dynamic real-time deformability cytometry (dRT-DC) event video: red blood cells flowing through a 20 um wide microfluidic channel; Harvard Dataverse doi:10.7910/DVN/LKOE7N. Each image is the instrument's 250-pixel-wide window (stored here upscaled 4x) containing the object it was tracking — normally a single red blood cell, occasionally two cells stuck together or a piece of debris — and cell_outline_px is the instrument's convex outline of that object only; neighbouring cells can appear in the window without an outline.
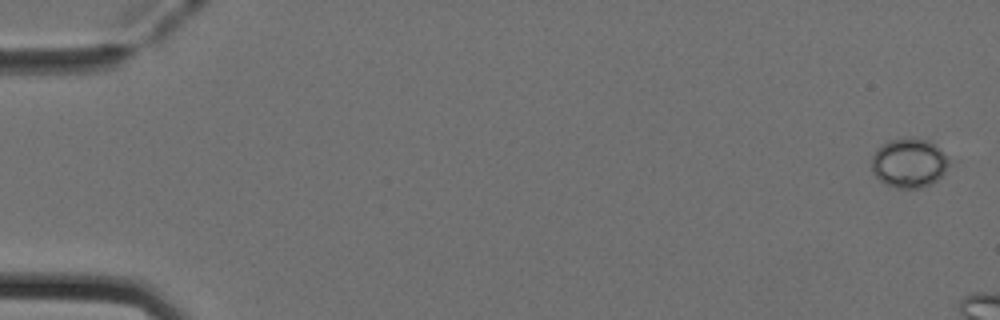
{"species": "Egyptian fruit bat (a non-hibernating species)", "species_latin": "Rousettus aegyptiacus", "temperature_condition": "cold", "stored_images_in_passage": 13, "camera_frame_rate_fps": 3000, "um_per_image_px": 0.085, "animal": {"sex": "female"}, "frame": {"image": 1, "passage_image": 1, "time_ms": 0.0, "image_size_px": [1000, 320], "cell_outline_px": [[948, 164], [944, 172], [932, 184], [920, 188], [896, 188], [880, 180], [872, 172], [872, 156], [876, 148], [880, 144], [888, 140], [928, 140], [948, 160]], "centroid_in_image_um": [77.2, 13.89], "position_along_channel_um": 7.8, "area_um2": 21.5}}